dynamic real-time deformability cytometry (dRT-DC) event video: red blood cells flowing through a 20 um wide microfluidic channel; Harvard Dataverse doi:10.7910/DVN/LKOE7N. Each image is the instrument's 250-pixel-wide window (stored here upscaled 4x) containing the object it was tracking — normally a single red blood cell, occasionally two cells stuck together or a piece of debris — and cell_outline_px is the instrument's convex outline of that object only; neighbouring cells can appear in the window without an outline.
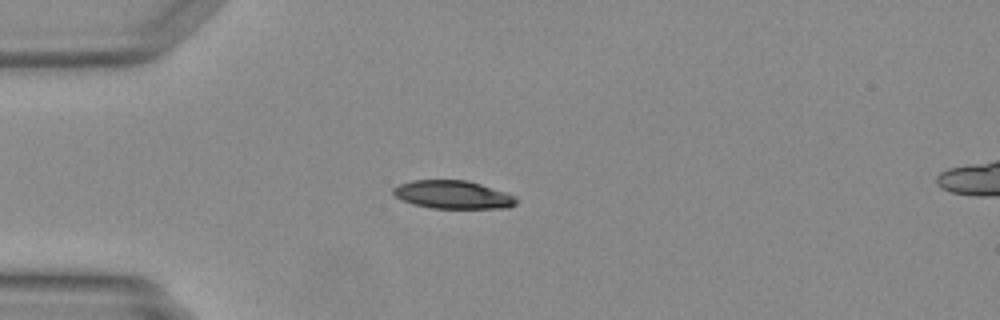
{"species": "Egyptian fruit bat (a non-hibernating species)", "species_latin": "Rousettus aegyptiacus", "temperature_condition": "warm", "stored_images_in_passage": 36, "camera_frame_rate_fps": 3000, "um_per_image_px": 0.085, "animal": {"sex": "female"}, "frame": {"image": 1, "passage_image": 1, "time_ms": 0.0, "image_size_px": [1000, 320], "cell_outline_px": [[516, 204], [508, 208], [432, 208], [412, 204], [396, 196], [392, 192], [392, 188], [400, 184], [412, 180], [468, 180], [516, 196]], "centroid_in_image_um": [38.49, 16.55], "position_along_channel_um": 46.5, "area_um2": 20.06}}
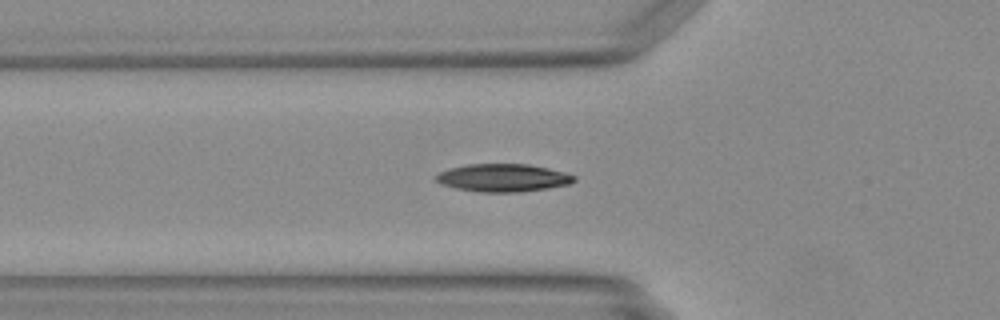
{"frame": {"image": 2, "passage_image": 5, "time_ms": 1.333, "image_size_px": [1000, 320], "cell_outline_px": [[576, 180], [572, 184], [548, 188], [520, 192], [480, 192], [456, 188], [440, 184], [436, 180], [436, 176], [440, 172], [452, 168], [468, 164], [528, 164], [548, 168], [564, 172], [576, 176]], "centroid_in_image_um": [42.8, 15.12], "position_along_channel_um": 83.0, "area_um2": 22.37}}
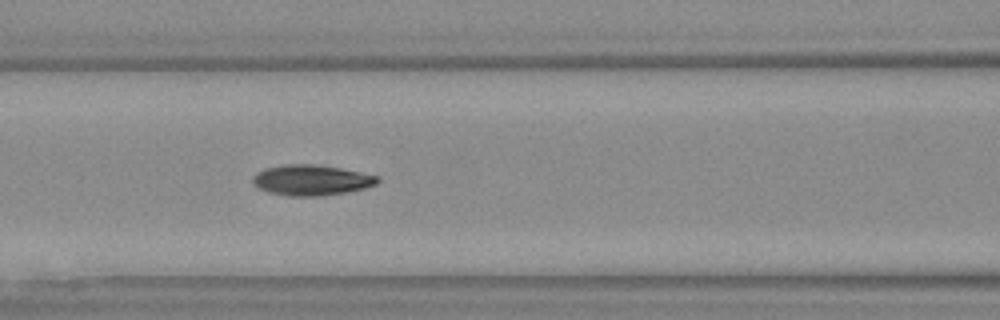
{"frame": {"image": 3, "passage_image": 9, "time_ms": 2.667, "image_size_px": [1000, 320], "cell_outline_px": [[380, 180], [376, 184], [364, 188], [344, 192], [320, 196], [288, 196], [268, 192], [256, 188], [252, 184], [252, 176], [256, 172], [264, 168], [284, 164], [316, 164], [340, 168], [380, 176]], "centroid_in_image_um": [26.41, 15.3], "position_along_channel_um": 140.2, "area_um2": 22.43}}